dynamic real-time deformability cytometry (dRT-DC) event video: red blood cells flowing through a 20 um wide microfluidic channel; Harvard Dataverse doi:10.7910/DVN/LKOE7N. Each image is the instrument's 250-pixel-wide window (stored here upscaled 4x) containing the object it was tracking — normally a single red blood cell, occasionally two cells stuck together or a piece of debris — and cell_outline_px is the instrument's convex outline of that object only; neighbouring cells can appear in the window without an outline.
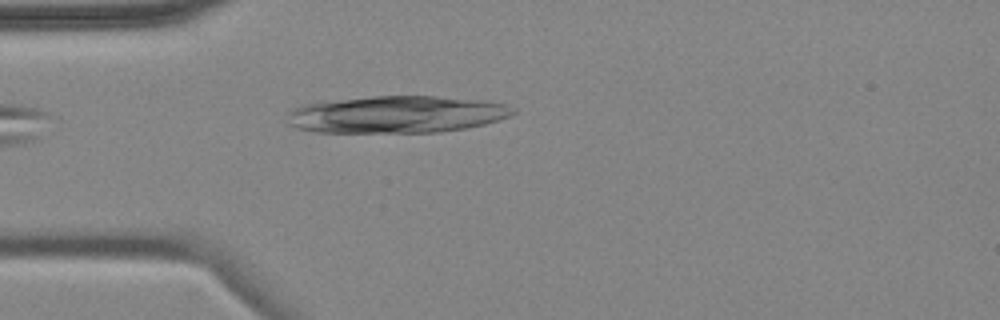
{"species": "common noctule bat (a hibernating species)", "species_latin": "Nyctalus noctula", "temperature_condition": "cold", "stored_images_in_passage": 4, "camera_frame_rate_fps": 3000, "um_per_image_px": 0.085, "animal": {"sex": "female", "body_mass_g": 18.4}, "frame": {"image": 1, "passage_image": 4, "time_ms": 3.667, "image_size_px": [1000, 320], "cell_outline_px": [[516, 112], [512, 116], [484, 124], [464, 128], [436, 132], [316, 132], [296, 128], [288, 124], [288, 112], [292, 108], [304, 104], [324, 100], [372, 96], [436, 96], [488, 100], [504, 104]], "centroid_in_image_um": [33.67, 9.71], "position_along_channel_um": 51.3, "area_um2": 49.13}}